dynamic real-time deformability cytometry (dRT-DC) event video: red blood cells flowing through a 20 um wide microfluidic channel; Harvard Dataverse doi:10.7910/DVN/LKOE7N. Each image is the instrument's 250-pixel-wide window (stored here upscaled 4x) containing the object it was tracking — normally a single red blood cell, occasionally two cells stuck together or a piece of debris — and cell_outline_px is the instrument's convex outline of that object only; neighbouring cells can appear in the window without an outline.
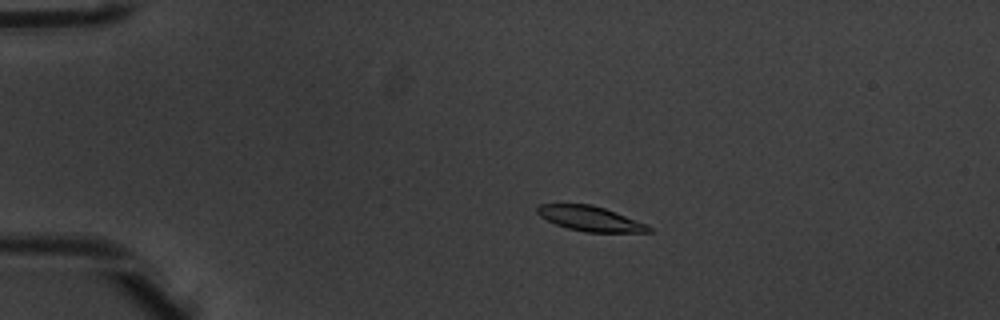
{"species": "common noctule bat (a hibernating species)", "species_latin": "Nyctalus noctula", "temperature_condition": "warm", "stored_images_in_passage": 10, "camera_frame_rate_fps": 3000, "um_per_image_px": 0.085, "animal": {"sex": "male", "body_mass_g": 20.1, "forearm_length_mm": 53.5}, "frame": {"image": 1, "passage_image": 4, "time_ms": 1.0, "image_size_px": [1000, 320], "cell_outline_px": [[652, 232], [584, 232], [568, 228], [556, 224], [540, 216], [536, 212], [536, 208], [540, 204], [592, 204], [616, 212], [648, 224], [652, 228]], "centroid_in_image_um": [50.19, 18.58], "position_along_channel_um": 34.8, "area_um2": 16.18}}
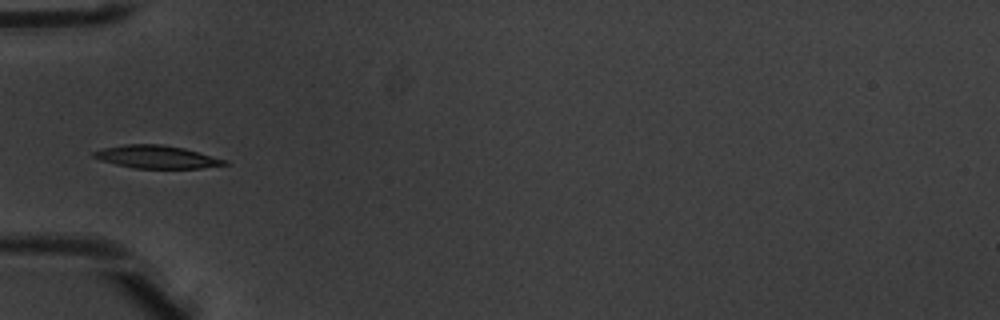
{"frame": {"image": 2, "passage_image": 6, "time_ms": 1.667, "image_size_px": [1000, 320], "cell_outline_px": [[228, 164], [200, 168], [132, 168], [100, 160], [92, 156], [92, 152], [104, 148], [124, 144], [160, 144], [184, 148], [228, 160]], "centroid_in_image_um": [13.31, 13.33], "position_along_channel_um": 71.7, "area_um2": 17.34}}